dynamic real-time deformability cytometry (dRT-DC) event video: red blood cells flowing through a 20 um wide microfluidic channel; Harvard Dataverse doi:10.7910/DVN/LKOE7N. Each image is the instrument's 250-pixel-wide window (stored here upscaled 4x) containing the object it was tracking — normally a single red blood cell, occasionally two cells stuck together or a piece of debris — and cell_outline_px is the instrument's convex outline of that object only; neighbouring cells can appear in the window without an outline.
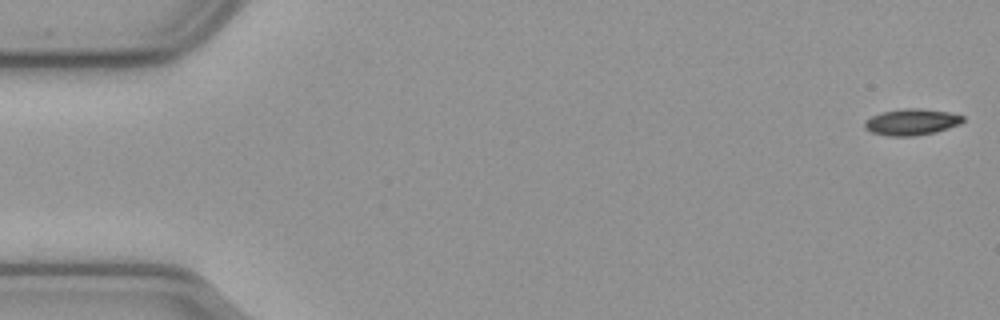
{"species": "common noctule bat (a hibernating species)", "species_latin": "Nyctalus noctula", "temperature_condition": "cold", "stored_images_in_passage": 56, "camera_frame_rate_fps": 3000, "um_per_image_px": 0.085, "animal": {"sex": "male", "body_mass_g": 23.1, "forearm_length_mm": 52.7}, "frame": {"image": 1, "passage_image": 1, "time_ms": 0.0, "image_size_px": [1000, 320], "cell_outline_px": [[964, 120], [960, 124], [936, 132], [912, 136], [888, 136], [872, 132], [864, 128], [864, 120], [880, 112], [904, 108], [920, 108], [948, 112], [964, 116]], "centroid_in_image_um": [77.46, 10.36], "position_along_channel_um": 7.5, "area_um2": 15.14}}
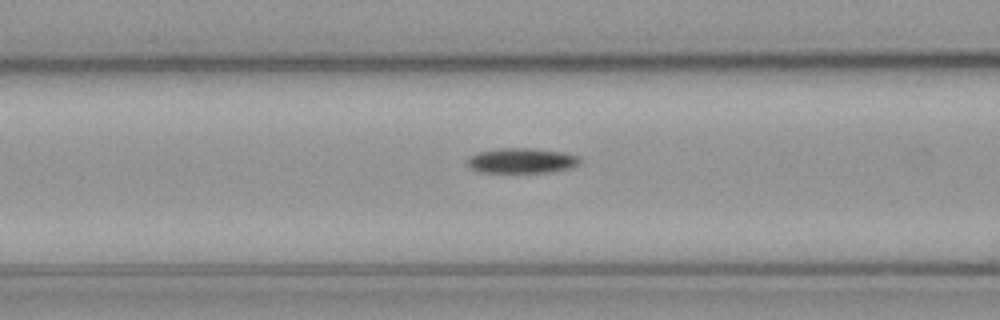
{"frame": {"image": 2, "passage_image": 22, "time_ms": 7.0, "image_size_px": [1000, 320], "cell_outline_px": [[580, 160], [576, 164], [568, 168], [544, 172], [480, 172], [472, 168], [464, 160], [468, 156], [476, 152], [500, 148], [528, 148], [560, 152], [576, 156]], "centroid_in_image_um": [44.21, 13.64], "position_along_channel_um": 122.4, "area_um2": 16.13}}
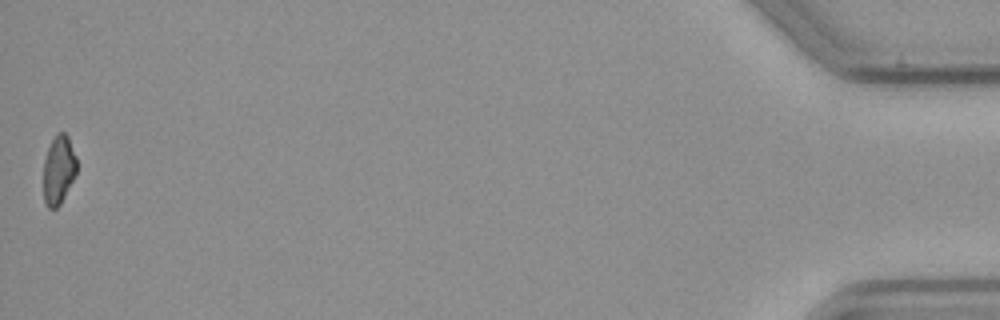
{"frame": {"image": 3, "passage_image": 56, "time_ms": 18.333, "image_size_px": [1000, 320], "cell_outline_px": [[76, 172], [60, 204], [56, 208], [48, 208], [44, 204], [44, 160], [48, 148], [56, 132], [64, 132], [68, 136], [76, 156]], "centroid_in_image_um": [4.97, 14.41], "position_along_channel_um": 430.2, "area_um2": 13.18}, "authors_computed_cell_mechanics": {"area_um2": 15.3459, "velocity_mm_per_s": 3.6487, "shape_relaxation_time_tau1_ms": 4.2252, "shape_relaxation_time_tau2_ms": null, "deformation_change_tau1": 0.1427, "deformation_change_tau2": null}}